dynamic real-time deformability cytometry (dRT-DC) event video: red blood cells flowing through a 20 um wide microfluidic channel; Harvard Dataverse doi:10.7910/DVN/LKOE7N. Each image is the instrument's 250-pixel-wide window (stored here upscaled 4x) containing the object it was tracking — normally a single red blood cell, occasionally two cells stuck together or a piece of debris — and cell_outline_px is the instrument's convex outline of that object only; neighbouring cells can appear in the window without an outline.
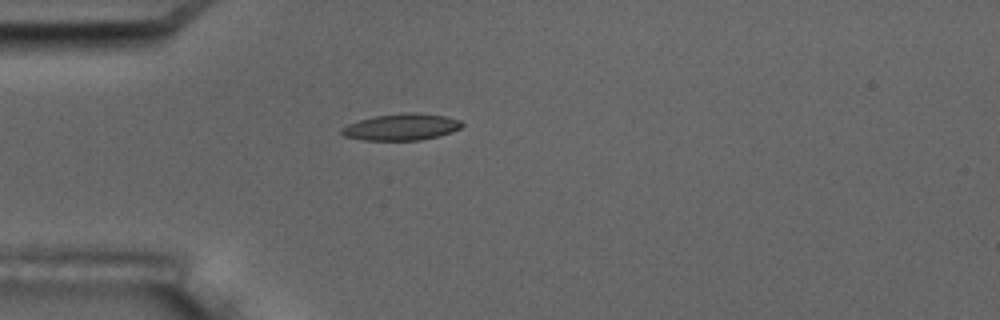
{"species": "common noctule bat (a hibernating species)", "species_latin": "Nyctalus noctula", "temperature_condition": "room temperature", "stored_images_in_passage": 1, "camera_frame_rate_fps": 3000, "um_per_image_px": 0.085, "animal": {"sex": "male", "body_mass_g": 17.5, "forearm_length_mm": 52.3}, "frame": {"image": 1, "passage_image": 1, "time_ms": 0.0, "image_size_px": [1000, 320], "cell_outline_px": [[464, 124], [460, 128], [452, 132], [420, 140], [364, 140], [344, 136], [340, 132], [340, 128], [348, 124], [360, 120], [376, 116], [404, 112], [412, 112], [444, 116], [460, 120]], "centroid_in_image_um": [34.11, 10.79], "position_along_channel_um": 50.9, "area_um2": 18.5}}